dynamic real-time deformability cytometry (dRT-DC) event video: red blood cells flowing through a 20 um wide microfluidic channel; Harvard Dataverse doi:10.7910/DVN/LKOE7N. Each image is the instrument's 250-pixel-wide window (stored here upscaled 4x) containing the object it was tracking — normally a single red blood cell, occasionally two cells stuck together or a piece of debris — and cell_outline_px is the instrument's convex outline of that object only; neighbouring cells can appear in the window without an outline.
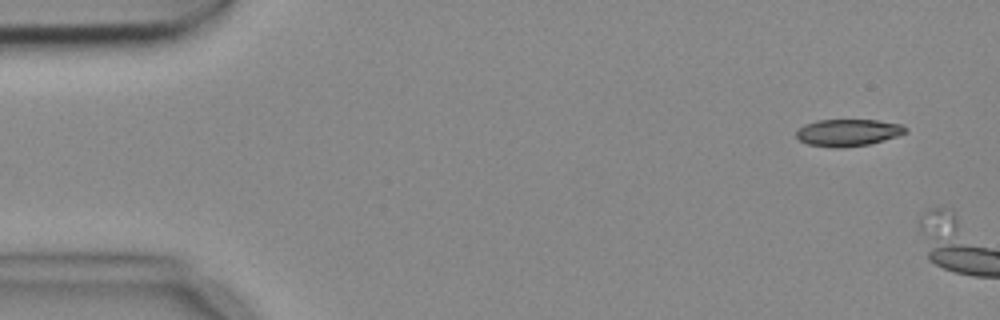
{"species": "common noctule bat (a hibernating species)", "species_latin": "Nyctalus noctula", "temperature_condition": "cold", "stored_images_in_passage": 2, "camera_frame_rate_fps": 3000, "um_per_image_px": 0.085, "animal": {"sex": "female", "body_mass_g": 18.4}, "frame": {"image": 1, "passage_image": 1, "time_ms": 0.0, "image_size_px": [1000, 320], "cell_outline_px": [[908, 132], [884, 140], [868, 144], [840, 148], [832, 148], [808, 144], [800, 140], [796, 136], [796, 128], [804, 124], [816, 120], [876, 120], [904, 124], [908, 128]], "centroid_in_image_um": [72.08, 11.26], "position_along_channel_um": 12.9, "area_um2": 17.4}}